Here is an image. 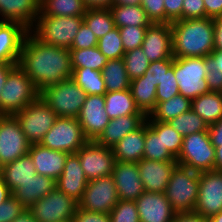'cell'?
Listing matches in <instances>:
<instances>
[{"label": "cell", "instance_id": "6da1fadb", "mask_svg": "<svg viewBox=\"0 0 222 222\" xmlns=\"http://www.w3.org/2000/svg\"><path fill=\"white\" fill-rule=\"evenodd\" d=\"M39 91L72 78L70 50L48 45L27 33L17 64Z\"/></svg>", "mask_w": 222, "mask_h": 222}, {"label": "cell", "instance_id": "7a4b0ae2", "mask_svg": "<svg viewBox=\"0 0 222 222\" xmlns=\"http://www.w3.org/2000/svg\"><path fill=\"white\" fill-rule=\"evenodd\" d=\"M173 57H206L214 48V19H186L171 23Z\"/></svg>", "mask_w": 222, "mask_h": 222}, {"label": "cell", "instance_id": "3957f363", "mask_svg": "<svg viewBox=\"0 0 222 222\" xmlns=\"http://www.w3.org/2000/svg\"><path fill=\"white\" fill-rule=\"evenodd\" d=\"M40 96L30 77L15 65L7 76L0 94V115L14 116Z\"/></svg>", "mask_w": 222, "mask_h": 222}, {"label": "cell", "instance_id": "277c9868", "mask_svg": "<svg viewBox=\"0 0 222 222\" xmlns=\"http://www.w3.org/2000/svg\"><path fill=\"white\" fill-rule=\"evenodd\" d=\"M200 173L177 164L165 189V197L176 213H192L198 199Z\"/></svg>", "mask_w": 222, "mask_h": 222}, {"label": "cell", "instance_id": "5b68a950", "mask_svg": "<svg viewBox=\"0 0 222 222\" xmlns=\"http://www.w3.org/2000/svg\"><path fill=\"white\" fill-rule=\"evenodd\" d=\"M82 23L83 17L38 16L30 32L48 45L70 49Z\"/></svg>", "mask_w": 222, "mask_h": 222}, {"label": "cell", "instance_id": "8992f818", "mask_svg": "<svg viewBox=\"0 0 222 222\" xmlns=\"http://www.w3.org/2000/svg\"><path fill=\"white\" fill-rule=\"evenodd\" d=\"M87 96L72 78L47 86L40 91V97L58 117L77 118Z\"/></svg>", "mask_w": 222, "mask_h": 222}, {"label": "cell", "instance_id": "52a82bcc", "mask_svg": "<svg viewBox=\"0 0 222 222\" xmlns=\"http://www.w3.org/2000/svg\"><path fill=\"white\" fill-rule=\"evenodd\" d=\"M176 161L179 165L199 173L215 170V147L211 143L209 132L184 136Z\"/></svg>", "mask_w": 222, "mask_h": 222}, {"label": "cell", "instance_id": "ba28073f", "mask_svg": "<svg viewBox=\"0 0 222 222\" xmlns=\"http://www.w3.org/2000/svg\"><path fill=\"white\" fill-rule=\"evenodd\" d=\"M174 75L179 94L191 100L210 92L206 82L205 57H174Z\"/></svg>", "mask_w": 222, "mask_h": 222}, {"label": "cell", "instance_id": "9c48e42d", "mask_svg": "<svg viewBox=\"0 0 222 222\" xmlns=\"http://www.w3.org/2000/svg\"><path fill=\"white\" fill-rule=\"evenodd\" d=\"M14 116L31 145L40 144L58 117L40 96Z\"/></svg>", "mask_w": 222, "mask_h": 222}, {"label": "cell", "instance_id": "30bf717a", "mask_svg": "<svg viewBox=\"0 0 222 222\" xmlns=\"http://www.w3.org/2000/svg\"><path fill=\"white\" fill-rule=\"evenodd\" d=\"M87 141L77 118L57 117L54 125L42 138L40 145L55 151L73 154Z\"/></svg>", "mask_w": 222, "mask_h": 222}, {"label": "cell", "instance_id": "8fae6325", "mask_svg": "<svg viewBox=\"0 0 222 222\" xmlns=\"http://www.w3.org/2000/svg\"><path fill=\"white\" fill-rule=\"evenodd\" d=\"M77 208L78 201L55 187L28 209L36 222H71Z\"/></svg>", "mask_w": 222, "mask_h": 222}, {"label": "cell", "instance_id": "7c38bea8", "mask_svg": "<svg viewBox=\"0 0 222 222\" xmlns=\"http://www.w3.org/2000/svg\"><path fill=\"white\" fill-rule=\"evenodd\" d=\"M30 146L16 117L0 115V164L4 166L28 154Z\"/></svg>", "mask_w": 222, "mask_h": 222}, {"label": "cell", "instance_id": "4fadbf2b", "mask_svg": "<svg viewBox=\"0 0 222 222\" xmlns=\"http://www.w3.org/2000/svg\"><path fill=\"white\" fill-rule=\"evenodd\" d=\"M112 175L90 180L78 202V207L89 212L110 213L118 203Z\"/></svg>", "mask_w": 222, "mask_h": 222}, {"label": "cell", "instance_id": "5bb4252c", "mask_svg": "<svg viewBox=\"0 0 222 222\" xmlns=\"http://www.w3.org/2000/svg\"><path fill=\"white\" fill-rule=\"evenodd\" d=\"M76 154L88 181L112 175L116 163L112 148L87 141Z\"/></svg>", "mask_w": 222, "mask_h": 222}, {"label": "cell", "instance_id": "9a60e30c", "mask_svg": "<svg viewBox=\"0 0 222 222\" xmlns=\"http://www.w3.org/2000/svg\"><path fill=\"white\" fill-rule=\"evenodd\" d=\"M220 211H222V171L201 172L194 213L209 219Z\"/></svg>", "mask_w": 222, "mask_h": 222}, {"label": "cell", "instance_id": "2e32d148", "mask_svg": "<svg viewBox=\"0 0 222 222\" xmlns=\"http://www.w3.org/2000/svg\"><path fill=\"white\" fill-rule=\"evenodd\" d=\"M77 119L86 139L96 141L110 121L104 95H88Z\"/></svg>", "mask_w": 222, "mask_h": 222}, {"label": "cell", "instance_id": "e0dca14e", "mask_svg": "<svg viewBox=\"0 0 222 222\" xmlns=\"http://www.w3.org/2000/svg\"><path fill=\"white\" fill-rule=\"evenodd\" d=\"M141 48L150 62L174 58L171 23H152L148 26Z\"/></svg>", "mask_w": 222, "mask_h": 222}, {"label": "cell", "instance_id": "ac0fdd59", "mask_svg": "<svg viewBox=\"0 0 222 222\" xmlns=\"http://www.w3.org/2000/svg\"><path fill=\"white\" fill-rule=\"evenodd\" d=\"M112 177L119 200L135 201L145 191L135 162L116 161Z\"/></svg>", "mask_w": 222, "mask_h": 222}, {"label": "cell", "instance_id": "d6986e66", "mask_svg": "<svg viewBox=\"0 0 222 222\" xmlns=\"http://www.w3.org/2000/svg\"><path fill=\"white\" fill-rule=\"evenodd\" d=\"M29 30L18 22L0 21V65H17Z\"/></svg>", "mask_w": 222, "mask_h": 222}, {"label": "cell", "instance_id": "ffe728a7", "mask_svg": "<svg viewBox=\"0 0 222 222\" xmlns=\"http://www.w3.org/2000/svg\"><path fill=\"white\" fill-rule=\"evenodd\" d=\"M135 203L140 222H172L176 215L164 193L144 191Z\"/></svg>", "mask_w": 222, "mask_h": 222}, {"label": "cell", "instance_id": "44dd1931", "mask_svg": "<svg viewBox=\"0 0 222 222\" xmlns=\"http://www.w3.org/2000/svg\"><path fill=\"white\" fill-rule=\"evenodd\" d=\"M177 162H163L141 159L137 162L144 190L164 193Z\"/></svg>", "mask_w": 222, "mask_h": 222}, {"label": "cell", "instance_id": "7402d4cb", "mask_svg": "<svg viewBox=\"0 0 222 222\" xmlns=\"http://www.w3.org/2000/svg\"><path fill=\"white\" fill-rule=\"evenodd\" d=\"M88 182L78 155L69 154L63 172L56 180V187L79 202Z\"/></svg>", "mask_w": 222, "mask_h": 222}, {"label": "cell", "instance_id": "603a6c76", "mask_svg": "<svg viewBox=\"0 0 222 222\" xmlns=\"http://www.w3.org/2000/svg\"><path fill=\"white\" fill-rule=\"evenodd\" d=\"M28 154L35 166L36 173L54 179L55 181L63 172L66 158L69 153L55 151L40 144L30 146Z\"/></svg>", "mask_w": 222, "mask_h": 222}, {"label": "cell", "instance_id": "cb8c5ba5", "mask_svg": "<svg viewBox=\"0 0 222 222\" xmlns=\"http://www.w3.org/2000/svg\"><path fill=\"white\" fill-rule=\"evenodd\" d=\"M40 11V0H0V21L18 22L29 31Z\"/></svg>", "mask_w": 222, "mask_h": 222}, {"label": "cell", "instance_id": "d4e9b609", "mask_svg": "<svg viewBox=\"0 0 222 222\" xmlns=\"http://www.w3.org/2000/svg\"><path fill=\"white\" fill-rule=\"evenodd\" d=\"M146 118L144 114H133L110 119L109 124L96 142L99 145L113 148L128 133L138 129L146 121Z\"/></svg>", "mask_w": 222, "mask_h": 222}, {"label": "cell", "instance_id": "484cf974", "mask_svg": "<svg viewBox=\"0 0 222 222\" xmlns=\"http://www.w3.org/2000/svg\"><path fill=\"white\" fill-rule=\"evenodd\" d=\"M145 148V122L133 132L121 139L112 151L116 161L139 162L143 159Z\"/></svg>", "mask_w": 222, "mask_h": 222}, {"label": "cell", "instance_id": "4316f807", "mask_svg": "<svg viewBox=\"0 0 222 222\" xmlns=\"http://www.w3.org/2000/svg\"><path fill=\"white\" fill-rule=\"evenodd\" d=\"M56 187V181L50 177L35 174L31 180L16 188L12 195L27 209L39 199L45 197Z\"/></svg>", "mask_w": 222, "mask_h": 222}, {"label": "cell", "instance_id": "83f0119b", "mask_svg": "<svg viewBox=\"0 0 222 222\" xmlns=\"http://www.w3.org/2000/svg\"><path fill=\"white\" fill-rule=\"evenodd\" d=\"M36 174L35 166L29 154L2 166L1 178L11 192L28 182Z\"/></svg>", "mask_w": 222, "mask_h": 222}, {"label": "cell", "instance_id": "f1b7e54d", "mask_svg": "<svg viewBox=\"0 0 222 222\" xmlns=\"http://www.w3.org/2000/svg\"><path fill=\"white\" fill-rule=\"evenodd\" d=\"M105 97V110L110 119L133 114H143L139 111L130 89L108 92Z\"/></svg>", "mask_w": 222, "mask_h": 222}, {"label": "cell", "instance_id": "f546056e", "mask_svg": "<svg viewBox=\"0 0 222 222\" xmlns=\"http://www.w3.org/2000/svg\"><path fill=\"white\" fill-rule=\"evenodd\" d=\"M191 109L209 126L222 118V93L208 92L192 99Z\"/></svg>", "mask_w": 222, "mask_h": 222}, {"label": "cell", "instance_id": "4dcf8cb0", "mask_svg": "<svg viewBox=\"0 0 222 222\" xmlns=\"http://www.w3.org/2000/svg\"><path fill=\"white\" fill-rule=\"evenodd\" d=\"M111 11L115 27H148L152 24L148 18L147 13L141 7V5H111L109 7Z\"/></svg>", "mask_w": 222, "mask_h": 222}, {"label": "cell", "instance_id": "1f68e13d", "mask_svg": "<svg viewBox=\"0 0 222 222\" xmlns=\"http://www.w3.org/2000/svg\"><path fill=\"white\" fill-rule=\"evenodd\" d=\"M191 107L192 100L178 94L167 101L157 103L156 108L146 118V121L169 122L184 112L189 111Z\"/></svg>", "mask_w": 222, "mask_h": 222}, {"label": "cell", "instance_id": "d6a6232c", "mask_svg": "<svg viewBox=\"0 0 222 222\" xmlns=\"http://www.w3.org/2000/svg\"><path fill=\"white\" fill-rule=\"evenodd\" d=\"M101 73L106 93L130 89L131 80L126 72L123 58L108 60Z\"/></svg>", "mask_w": 222, "mask_h": 222}, {"label": "cell", "instance_id": "836d02e7", "mask_svg": "<svg viewBox=\"0 0 222 222\" xmlns=\"http://www.w3.org/2000/svg\"><path fill=\"white\" fill-rule=\"evenodd\" d=\"M130 90L137 108L148 117L156 108L157 87L141 76L131 81Z\"/></svg>", "mask_w": 222, "mask_h": 222}, {"label": "cell", "instance_id": "e575fe53", "mask_svg": "<svg viewBox=\"0 0 222 222\" xmlns=\"http://www.w3.org/2000/svg\"><path fill=\"white\" fill-rule=\"evenodd\" d=\"M87 9L83 0H40L38 16L83 17Z\"/></svg>", "mask_w": 222, "mask_h": 222}, {"label": "cell", "instance_id": "d590c367", "mask_svg": "<svg viewBox=\"0 0 222 222\" xmlns=\"http://www.w3.org/2000/svg\"><path fill=\"white\" fill-rule=\"evenodd\" d=\"M72 79L87 95H105L106 87L101 71L90 68H72Z\"/></svg>", "mask_w": 222, "mask_h": 222}, {"label": "cell", "instance_id": "8d00e7d4", "mask_svg": "<svg viewBox=\"0 0 222 222\" xmlns=\"http://www.w3.org/2000/svg\"><path fill=\"white\" fill-rule=\"evenodd\" d=\"M72 68H90L101 71L108 58L100 52L97 46L85 49H69Z\"/></svg>", "mask_w": 222, "mask_h": 222}, {"label": "cell", "instance_id": "74e56055", "mask_svg": "<svg viewBox=\"0 0 222 222\" xmlns=\"http://www.w3.org/2000/svg\"><path fill=\"white\" fill-rule=\"evenodd\" d=\"M143 159L177 162L162 142V134H156L145 121V148Z\"/></svg>", "mask_w": 222, "mask_h": 222}, {"label": "cell", "instance_id": "f35d334b", "mask_svg": "<svg viewBox=\"0 0 222 222\" xmlns=\"http://www.w3.org/2000/svg\"><path fill=\"white\" fill-rule=\"evenodd\" d=\"M83 22L93 31L98 39L115 27L109 8L87 9L83 16Z\"/></svg>", "mask_w": 222, "mask_h": 222}, {"label": "cell", "instance_id": "ab89813d", "mask_svg": "<svg viewBox=\"0 0 222 222\" xmlns=\"http://www.w3.org/2000/svg\"><path fill=\"white\" fill-rule=\"evenodd\" d=\"M168 124L183 137L198 132H208V125L192 109L170 120Z\"/></svg>", "mask_w": 222, "mask_h": 222}, {"label": "cell", "instance_id": "60d3db41", "mask_svg": "<svg viewBox=\"0 0 222 222\" xmlns=\"http://www.w3.org/2000/svg\"><path fill=\"white\" fill-rule=\"evenodd\" d=\"M148 126L156 133L162 134V142L167 150L177 158L181 152L183 136L180 135L168 122L146 121Z\"/></svg>", "mask_w": 222, "mask_h": 222}, {"label": "cell", "instance_id": "b9f144b4", "mask_svg": "<svg viewBox=\"0 0 222 222\" xmlns=\"http://www.w3.org/2000/svg\"><path fill=\"white\" fill-rule=\"evenodd\" d=\"M205 69L210 92L222 93V49H214L205 57Z\"/></svg>", "mask_w": 222, "mask_h": 222}, {"label": "cell", "instance_id": "7bdbcfd3", "mask_svg": "<svg viewBox=\"0 0 222 222\" xmlns=\"http://www.w3.org/2000/svg\"><path fill=\"white\" fill-rule=\"evenodd\" d=\"M97 47L109 60L123 58L125 51L121 41L119 28L114 27L106 35L99 38Z\"/></svg>", "mask_w": 222, "mask_h": 222}, {"label": "cell", "instance_id": "ee69618b", "mask_svg": "<svg viewBox=\"0 0 222 222\" xmlns=\"http://www.w3.org/2000/svg\"><path fill=\"white\" fill-rule=\"evenodd\" d=\"M123 60L131 81L143 76L150 64L141 47L126 52Z\"/></svg>", "mask_w": 222, "mask_h": 222}, {"label": "cell", "instance_id": "f6af8a7d", "mask_svg": "<svg viewBox=\"0 0 222 222\" xmlns=\"http://www.w3.org/2000/svg\"><path fill=\"white\" fill-rule=\"evenodd\" d=\"M109 214L111 222H140L135 201L119 200Z\"/></svg>", "mask_w": 222, "mask_h": 222}, {"label": "cell", "instance_id": "bcb514c9", "mask_svg": "<svg viewBox=\"0 0 222 222\" xmlns=\"http://www.w3.org/2000/svg\"><path fill=\"white\" fill-rule=\"evenodd\" d=\"M179 94L178 82L174 75V58L173 65L168 69L166 75L156 90V104L162 101H167L173 96Z\"/></svg>", "mask_w": 222, "mask_h": 222}, {"label": "cell", "instance_id": "7dc6e473", "mask_svg": "<svg viewBox=\"0 0 222 222\" xmlns=\"http://www.w3.org/2000/svg\"><path fill=\"white\" fill-rule=\"evenodd\" d=\"M147 27L126 26L120 27L119 33L125 53L141 47Z\"/></svg>", "mask_w": 222, "mask_h": 222}, {"label": "cell", "instance_id": "c3c4849f", "mask_svg": "<svg viewBox=\"0 0 222 222\" xmlns=\"http://www.w3.org/2000/svg\"><path fill=\"white\" fill-rule=\"evenodd\" d=\"M172 65L173 58L150 62L148 69L142 76L143 80H148L157 87Z\"/></svg>", "mask_w": 222, "mask_h": 222}, {"label": "cell", "instance_id": "681fc988", "mask_svg": "<svg viewBox=\"0 0 222 222\" xmlns=\"http://www.w3.org/2000/svg\"><path fill=\"white\" fill-rule=\"evenodd\" d=\"M27 208L13 195L0 204V222H13Z\"/></svg>", "mask_w": 222, "mask_h": 222}, {"label": "cell", "instance_id": "f907efd6", "mask_svg": "<svg viewBox=\"0 0 222 222\" xmlns=\"http://www.w3.org/2000/svg\"><path fill=\"white\" fill-rule=\"evenodd\" d=\"M98 38L93 31L83 22L75 36L70 49H85L97 46Z\"/></svg>", "mask_w": 222, "mask_h": 222}, {"label": "cell", "instance_id": "816d5d0a", "mask_svg": "<svg viewBox=\"0 0 222 222\" xmlns=\"http://www.w3.org/2000/svg\"><path fill=\"white\" fill-rule=\"evenodd\" d=\"M141 7L152 23H165L164 0H141Z\"/></svg>", "mask_w": 222, "mask_h": 222}, {"label": "cell", "instance_id": "f5cc1de1", "mask_svg": "<svg viewBox=\"0 0 222 222\" xmlns=\"http://www.w3.org/2000/svg\"><path fill=\"white\" fill-rule=\"evenodd\" d=\"M182 20L201 19L206 17L203 0H183Z\"/></svg>", "mask_w": 222, "mask_h": 222}, {"label": "cell", "instance_id": "db71d44e", "mask_svg": "<svg viewBox=\"0 0 222 222\" xmlns=\"http://www.w3.org/2000/svg\"><path fill=\"white\" fill-rule=\"evenodd\" d=\"M71 222H111V219L109 213L89 212L78 207Z\"/></svg>", "mask_w": 222, "mask_h": 222}, {"label": "cell", "instance_id": "11a10c76", "mask_svg": "<svg viewBox=\"0 0 222 222\" xmlns=\"http://www.w3.org/2000/svg\"><path fill=\"white\" fill-rule=\"evenodd\" d=\"M183 0H164L165 23L182 20Z\"/></svg>", "mask_w": 222, "mask_h": 222}, {"label": "cell", "instance_id": "9f6ffc18", "mask_svg": "<svg viewBox=\"0 0 222 222\" xmlns=\"http://www.w3.org/2000/svg\"><path fill=\"white\" fill-rule=\"evenodd\" d=\"M207 18L222 16V0H203Z\"/></svg>", "mask_w": 222, "mask_h": 222}, {"label": "cell", "instance_id": "6f0895ef", "mask_svg": "<svg viewBox=\"0 0 222 222\" xmlns=\"http://www.w3.org/2000/svg\"><path fill=\"white\" fill-rule=\"evenodd\" d=\"M212 145L216 148L222 146V118L208 127Z\"/></svg>", "mask_w": 222, "mask_h": 222}, {"label": "cell", "instance_id": "680465c9", "mask_svg": "<svg viewBox=\"0 0 222 222\" xmlns=\"http://www.w3.org/2000/svg\"><path fill=\"white\" fill-rule=\"evenodd\" d=\"M172 222H209L208 218L192 213H176Z\"/></svg>", "mask_w": 222, "mask_h": 222}, {"label": "cell", "instance_id": "91938a15", "mask_svg": "<svg viewBox=\"0 0 222 222\" xmlns=\"http://www.w3.org/2000/svg\"><path fill=\"white\" fill-rule=\"evenodd\" d=\"M214 48L222 49V16L214 18Z\"/></svg>", "mask_w": 222, "mask_h": 222}, {"label": "cell", "instance_id": "94428289", "mask_svg": "<svg viewBox=\"0 0 222 222\" xmlns=\"http://www.w3.org/2000/svg\"><path fill=\"white\" fill-rule=\"evenodd\" d=\"M86 7L90 8H109L113 5V0H83Z\"/></svg>", "mask_w": 222, "mask_h": 222}, {"label": "cell", "instance_id": "6125c7cd", "mask_svg": "<svg viewBox=\"0 0 222 222\" xmlns=\"http://www.w3.org/2000/svg\"><path fill=\"white\" fill-rule=\"evenodd\" d=\"M15 65H0V94L2 91V88L5 85L7 76L9 74V71L14 67Z\"/></svg>", "mask_w": 222, "mask_h": 222}, {"label": "cell", "instance_id": "be15d7a7", "mask_svg": "<svg viewBox=\"0 0 222 222\" xmlns=\"http://www.w3.org/2000/svg\"><path fill=\"white\" fill-rule=\"evenodd\" d=\"M10 196H12L11 190L0 177V204L6 201Z\"/></svg>", "mask_w": 222, "mask_h": 222}, {"label": "cell", "instance_id": "e7e4bbea", "mask_svg": "<svg viewBox=\"0 0 222 222\" xmlns=\"http://www.w3.org/2000/svg\"><path fill=\"white\" fill-rule=\"evenodd\" d=\"M13 222H36L29 209L22 212Z\"/></svg>", "mask_w": 222, "mask_h": 222}, {"label": "cell", "instance_id": "03108f58", "mask_svg": "<svg viewBox=\"0 0 222 222\" xmlns=\"http://www.w3.org/2000/svg\"><path fill=\"white\" fill-rule=\"evenodd\" d=\"M215 170L222 171V146L215 148Z\"/></svg>", "mask_w": 222, "mask_h": 222}, {"label": "cell", "instance_id": "003e7915", "mask_svg": "<svg viewBox=\"0 0 222 222\" xmlns=\"http://www.w3.org/2000/svg\"><path fill=\"white\" fill-rule=\"evenodd\" d=\"M114 5H141V0H113Z\"/></svg>", "mask_w": 222, "mask_h": 222}, {"label": "cell", "instance_id": "a7ac6f4b", "mask_svg": "<svg viewBox=\"0 0 222 222\" xmlns=\"http://www.w3.org/2000/svg\"><path fill=\"white\" fill-rule=\"evenodd\" d=\"M209 222H222V211L209 218Z\"/></svg>", "mask_w": 222, "mask_h": 222}, {"label": "cell", "instance_id": "89a4df30", "mask_svg": "<svg viewBox=\"0 0 222 222\" xmlns=\"http://www.w3.org/2000/svg\"><path fill=\"white\" fill-rule=\"evenodd\" d=\"M2 165L0 164V177H1Z\"/></svg>", "mask_w": 222, "mask_h": 222}]
</instances>
